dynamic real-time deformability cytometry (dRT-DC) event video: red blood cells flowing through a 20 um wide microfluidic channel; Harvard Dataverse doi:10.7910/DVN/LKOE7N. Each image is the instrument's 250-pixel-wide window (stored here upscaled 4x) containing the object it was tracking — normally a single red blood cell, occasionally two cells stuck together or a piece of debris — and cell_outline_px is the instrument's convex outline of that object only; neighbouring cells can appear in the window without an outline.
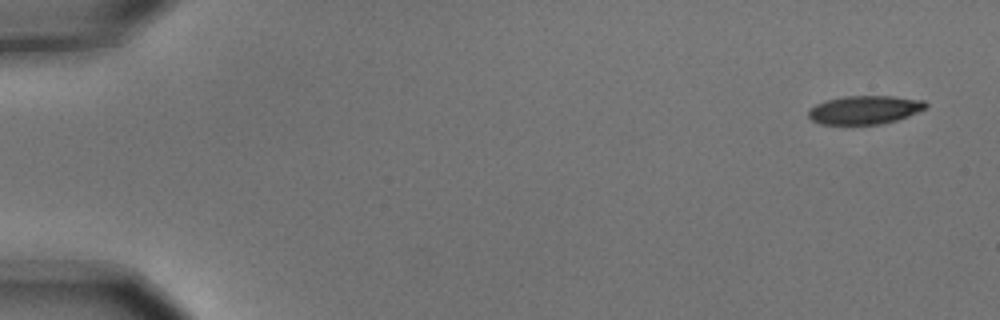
{"species": "common noctule bat (a hibernating species)", "species_latin": "Nyctalus noctula", "temperature_condition": "cold", "stored_images_in_passage": 4, "camera_frame_rate_fps": 3000, "um_per_image_px": 0.085, "animal": {"sex": "male", "body_mass_g": 15.6}, "frame": {"image": 1, "passage_image": 1, "time_ms": 0.0, "image_size_px": [1000, 320], "cell_outline_px": [[928, 108], [908, 116], [896, 120], [880, 124], [820, 124], [812, 120], [808, 116], [808, 112], [816, 104], [824, 100], [844, 96], [892, 96], [924, 100], [928, 104]], "centroid_in_image_um": [73.52, 9.33], "position_along_channel_um": 11.5, "area_um2": 19.54}}
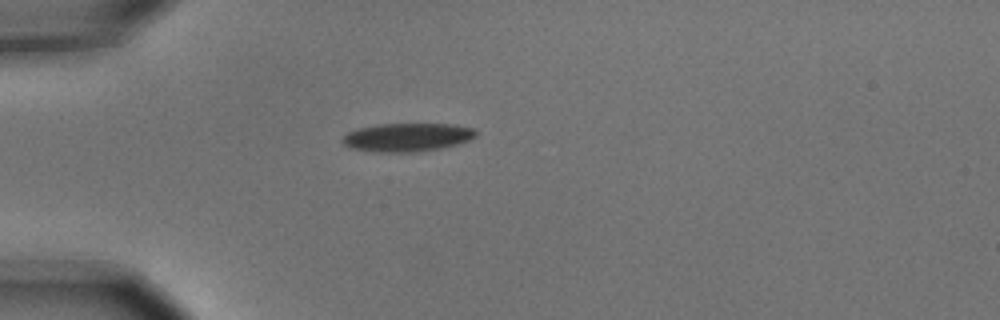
{"frame": {"image": 2, "passage_image": 4, "time_ms": 1.0, "image_size_px": [1000, 320], "cell_outline_px": [[476, 136], [468, 140], [456, 144], [440, 148], [412, 152], [376, 152], [348, 148], [340, 140], [348, 132], [356, 128], [380, 124], [456, 124], [472, 128], [476, 132]], "centroid_in_image_um": [34.56, 11.66], "position_along_channel_um": 50.4, "area_um2": 22.08}}